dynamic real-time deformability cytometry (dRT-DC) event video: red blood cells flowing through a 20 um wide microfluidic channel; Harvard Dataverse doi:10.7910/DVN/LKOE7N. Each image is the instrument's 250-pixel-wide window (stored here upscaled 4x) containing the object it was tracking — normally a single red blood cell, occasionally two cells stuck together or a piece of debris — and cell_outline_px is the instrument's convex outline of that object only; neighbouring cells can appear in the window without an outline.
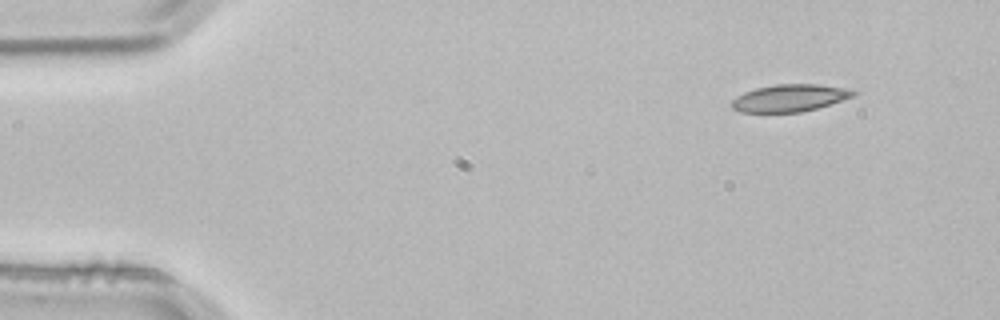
{"species": "common noctule bat (a hibernating species)", "species_latin": "Nyctalus noctula", "temperature_condition": "room temperature", "stored_images_in_passage": 3, "camera_frame_rate_fps": 3000, "um_per_image_px": 0.085, "animal": {"sex": "male", "body_mass_g": 21.5, "forearm_length_mm": 52.0}, "frame": {"image": 1, "passage_image": 1, "time_ms": 0.0, "image_size_px": [1000, 320], "cell_outline_px": [[860, 92], [856, 96], [816, 108], [800, 112], [740, 112], [732, 108], [732, 100], [736, 96], [744, 92], [756, 88], [776, 84], [816, 84], [852, 88]], "centroid_in_image_um": [67.19, 8.31], "position_along_channel_um": 17.8, "area_um2": 19.48}}
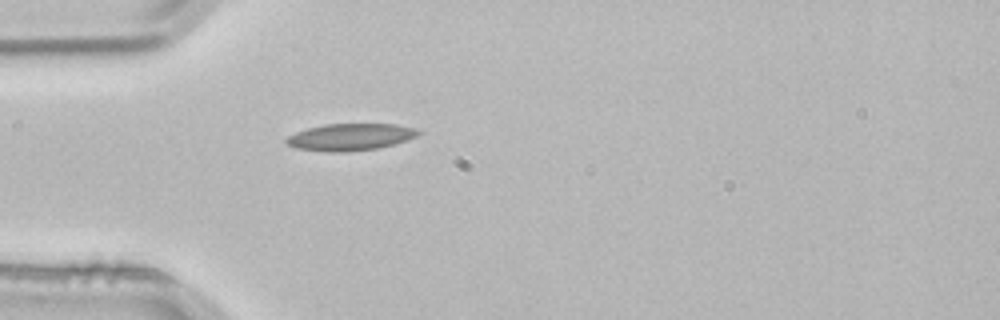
{"frame": {"image": 2, "passage_image": 3, "time_ms": 0.667, "image_size_px": [1000, 320], "cell_outline_px": [[424, 132], [416, 136], [392, 144], [376, 148], [344, 152], [328, 152], [296, 148], [288, 144], [284, 140], [288, 136], [296, 132], [308, 128], [324, 124], [396, 124], [416, 128]], "centroid_in_image_um": [29.77, 11.64], "position_along_channel_um": 55.2, "area_um2": 20.58}}